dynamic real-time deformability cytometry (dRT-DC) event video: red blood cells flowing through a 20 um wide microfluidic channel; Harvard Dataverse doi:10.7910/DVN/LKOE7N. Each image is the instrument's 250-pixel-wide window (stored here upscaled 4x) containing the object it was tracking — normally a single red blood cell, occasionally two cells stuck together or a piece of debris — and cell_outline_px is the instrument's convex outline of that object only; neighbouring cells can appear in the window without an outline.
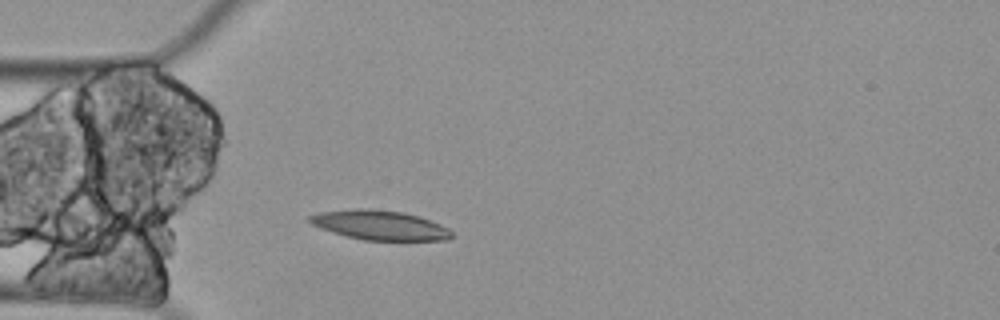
{"species": "Egyptian fruit bat (a non-hibernating species)", "species_latin": "Rousettus aegyptiacus", "temperature_condition": "cold", "stored_images_in_passage": 3, "camera_frame_rate_fps": 3000, "um_per_image_px": 0.085, "animal": {"sex": "female"}, "frame": {"image": 1, "passage_image": 3, "time_ms": 0.667, "image_size_px": [1000, 320], "cell_outline_px": [[452, 236], [448, 240], [364, 240], [344, 236], [320, 228], [312, 224], [308, 220], [308, 216], [320, 212], [352, 208], [368, 208], [404, 212], [420, 216], [440, 224], [448, 228], [452, 232]], "centroid_in_image_um": [32.27, 19.13], "position_along_channel_um": 52.7, "area_um2": 24.62}}